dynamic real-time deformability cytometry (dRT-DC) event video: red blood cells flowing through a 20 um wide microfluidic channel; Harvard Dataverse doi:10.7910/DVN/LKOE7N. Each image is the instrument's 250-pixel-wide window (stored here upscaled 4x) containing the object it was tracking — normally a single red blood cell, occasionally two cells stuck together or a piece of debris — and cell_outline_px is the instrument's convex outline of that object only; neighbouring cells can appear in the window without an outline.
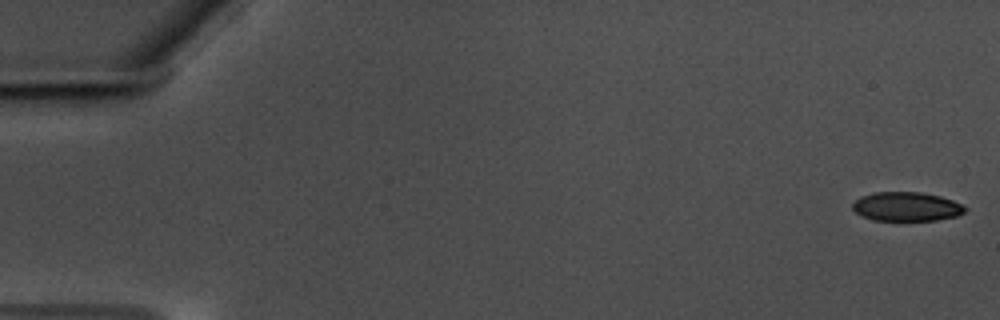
{"species": "common noctule bat (a hibernating species)", "species_latin": "Nyctalus noctula", "temperature_condition": "warm", "stored_images_in_passage": 59, "camera_frame_rate_fps": 3000, "um_per_image_px": 0.085, "animal": {"sex": "male", "body_mass_g": 17.5, "forearm_length_mm": 52.3}, "frame": {"image": 1, "passage_image": 1, "time_ms": 0.0, "image_size_px": [1000, 320], "cell_outline_px": [[968, 208], [964, 212], [956, 216], [936, 220], [872, 220], [856, 212], [852, 208], [852, 204], [860, 196], [872, 192], [920, 192], [940, 196], [952, 200]], "centroid_in_image_um": [77.04, 17.55], "position_along_channel_um": 8.0, "area_um2": 18.96}}
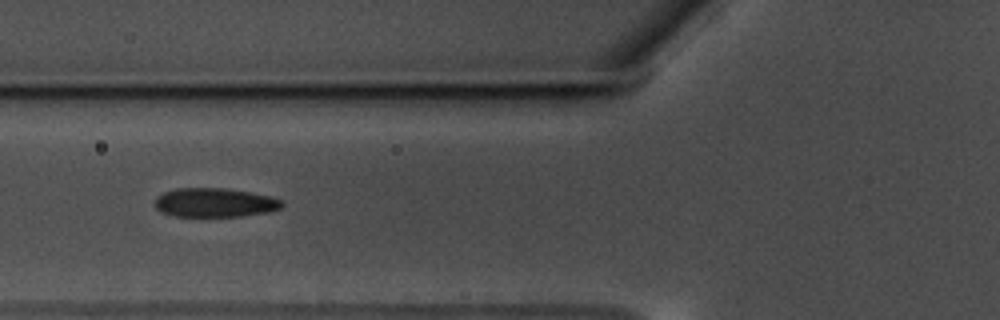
{"frame": {"image": 2, "passage_image": 23, "time_ms": 7.333, "image_size_px": [1000, 320], "cell_outline_px": [[284, 204], [280, 208], [268, 212], [240, 216], [172, 216], [160, 212], [156, 208], [156, 196], [164, 192], [176, 188], [224, 188], [272, 196], [284, 200]], "centroid_in_image_um": [18.26, 17.22], "position_along_channel_um": 107.5, "area_um2": 21.56}}
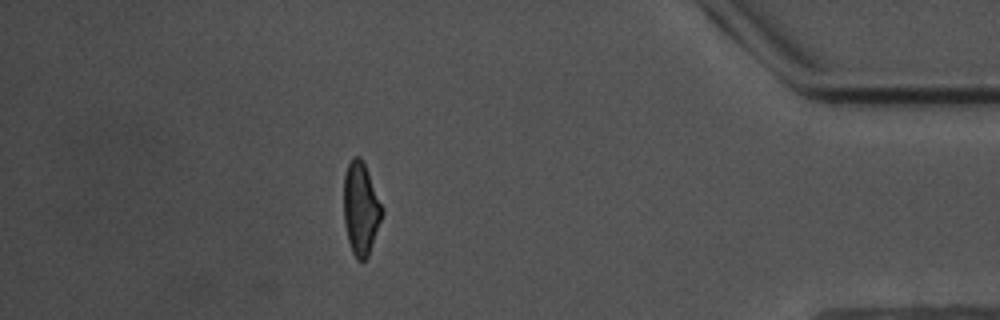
{"frame": {"image": 3, "passage_image": 52, "time_ms": 17.0, "image_size_px": [1000, 320], "cell_outline_px": [[384, 212], [368, 256], [364, 260], [356, 260], [352, 252], [348, 240], [344, 224], [344, 176], [348, 164], [352, 156], [360, 156], [364, 160], [384, 208]], "centroid_in_image_um": [30.68, 17.69], "position_along_channel_um": 404.5, "area_um2": 21.04}, "authors_computed_cell_mechanics": {"area_um2": 21.097, "velocity_mm_per_s": 3.5094, "shape_relaxation_time_tau1_ms": 4.1667, "shape_relaxation_time_tau2_ms": 2.4412, "deformation_change_tau1": 0.1334, "deformation_change_tau2": 0.0776}}